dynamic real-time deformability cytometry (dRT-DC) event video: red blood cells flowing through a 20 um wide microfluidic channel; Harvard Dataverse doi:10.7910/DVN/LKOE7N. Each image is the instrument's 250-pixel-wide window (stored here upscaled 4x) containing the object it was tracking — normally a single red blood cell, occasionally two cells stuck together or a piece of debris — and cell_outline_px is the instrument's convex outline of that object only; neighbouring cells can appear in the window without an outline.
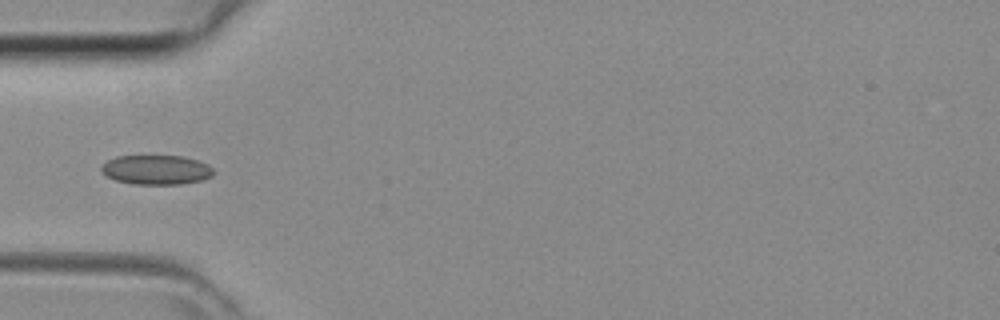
{"species": "common noctule bat (a hibernating species)", "species_latin": "Nyctalus noctula", "temperature_condition": "room temperature", "stored_images_in_passage": 44, "camera_frame_rate_fps": 3000, "um_per_image_px": 0.085, "animal": {"sex": "female", "body_mass_g": 29.2, "forearm_length_mm": 56.3}, "frame": {"image": 1, "passage_image": 14, "time_ms": 4.333, "image_size_px": [1000, 320], "cell_outline_px": [[216, 172], [212, 176], [204, 180], [180, 184], [132, 184], [116, 180], [100, 172], [100, 164], [116, 156], [184, 156], [208, 164]], "centroid_in_image_um": [13.28, 14.43], "position_along_channel_um": 71.7, "area_um2": 19.48}}
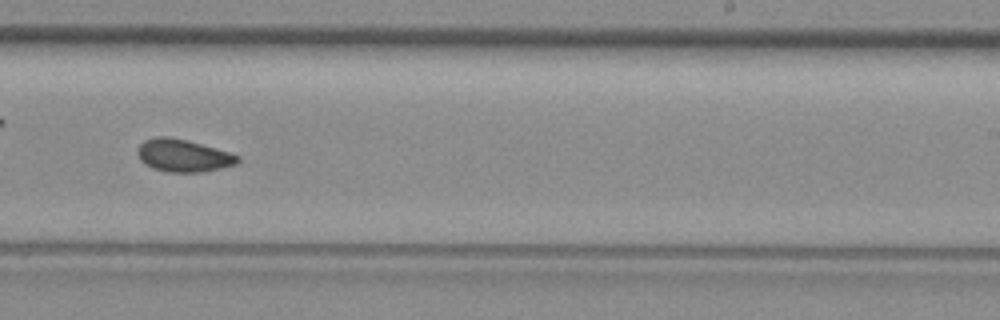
{"frame": {"image": 2, "passage_image": 27, "time_ms": 8.667, "image_size_px": [1000, 320], "cell_outline_px": [[240, 160], [236, 164], [220, 168], [200, 172], [168, 172], [152, 168], [140, 160], [136, 152], [136, 148], [144, 140], [156, 136], [168, 136], [188, 140], [228, 152], [240, 156]], "centroid_in_image_um": [15.53, 13.21], "position_along_channel_um": 273.5, "area_um2": 19.02}}
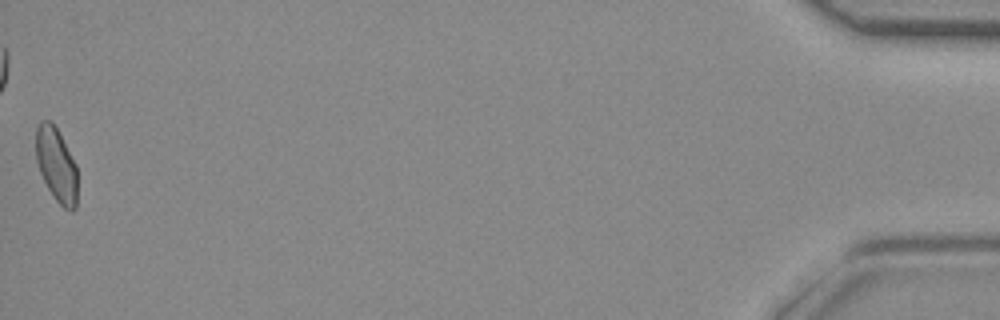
{"frame": {"image": 3, "passage_image": 44, "time_ms": 14.333, "image_size_px": [1000, 320], "cell_outline_px": [[76, 208], [72, 212], [64, 208], [56, 200], [48, 188], [40, 172], [36, 160], [36, 128], [40, 120], [48, 120], [56, 128], [76, 164]], "centroid_in_image_um": [4.78, 14.02], "position_along_channel_um": 430.4, "area_um2": 17.63}}